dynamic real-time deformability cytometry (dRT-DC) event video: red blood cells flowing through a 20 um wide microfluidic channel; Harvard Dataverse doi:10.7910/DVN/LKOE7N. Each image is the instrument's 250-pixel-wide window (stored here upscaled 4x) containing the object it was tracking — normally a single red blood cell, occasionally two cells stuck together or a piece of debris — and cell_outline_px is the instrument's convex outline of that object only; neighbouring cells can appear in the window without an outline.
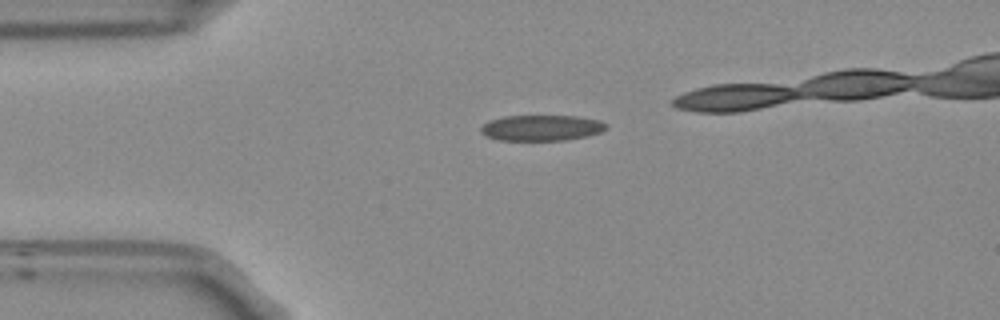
{"species": "Egyptian fruit bat (a non-hibernating species)", "species_latin": "Rousettus aegyptiacus", "temperature_condition": "room temperature", "stored_images_in_passage": 31, "camera_frame_rate_fps": 3000, "um_per_image_px": 0.085, "frame": {"image": 1, "passage_image": 1, "time_ms": 0.0, "image_size_px": [1000, 320], "cell_outline_px": [[604, 128], [600, 132], [588, 136], [564, 140], [500, 140], [488, 136], [480, 132], [480, 128], [488, 120], [504, 116], [576, 116], [600, 120], [604, 124]], "centroid_in_image_um": [45.99, 10.86], "position_along_channel_um": 39.0, "area_um2": 18.61}}
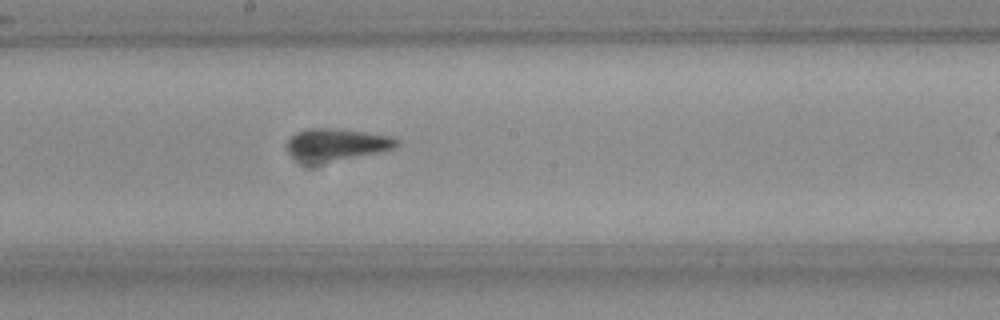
{"frame": {"image": 2, "passage_image": 17, "time_ms": 5.333, "image_size_px": [1000, 320], "cell_outline_px": [[400, 144], [396, 148], [380, 152], [316, 164], [304, 164], [292, 156], [288, 152], [284, 144], [288, 136], [304, 128], [340, 128], [392, 136], [400, 140]], "centroid_in_image_um": [28.54, 12.28], "position_along_channel_um": 219.7, "area_um2": 21.27}}
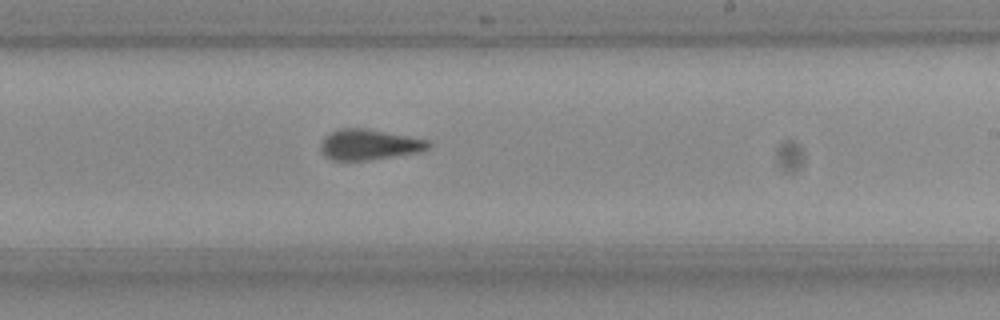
{"frame": {"image": 3, "passage_image": 20, "time_ms": 6.333, "image_size_px": [1000, 320], "cell_outline_px": [[432, 144], [428, 148], [420, 152], [368, 160], [332, 160], [324, 156], [320, 148], [320, 144], [332, 132], [340, 128], [364, 128], [408, 136], [428, 140]], "centroid_in_image_um": [31.39, 12.3], "position_along_channel_um": 257.6, "area_um2": 18.96}}